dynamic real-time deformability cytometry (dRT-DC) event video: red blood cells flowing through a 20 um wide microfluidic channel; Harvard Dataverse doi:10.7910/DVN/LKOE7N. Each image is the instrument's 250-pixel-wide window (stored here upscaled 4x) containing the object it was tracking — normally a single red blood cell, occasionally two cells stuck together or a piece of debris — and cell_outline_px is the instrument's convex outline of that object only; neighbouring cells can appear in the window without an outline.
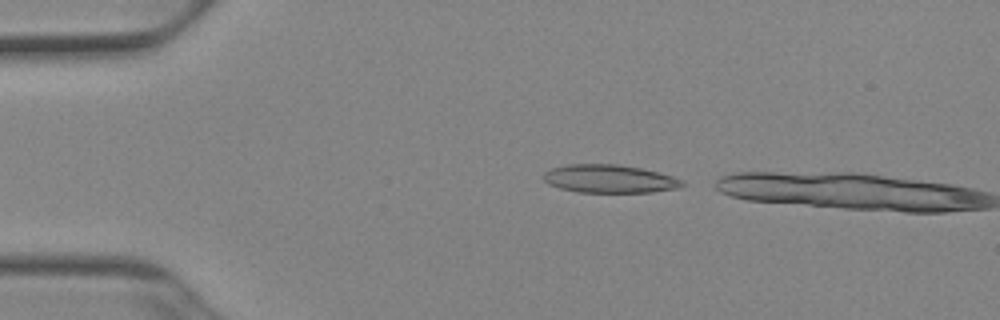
{"species": "Egyptian fruit bat (a non-hibernating species)", "species_latin": "Rousettus aegyptiacus", "temperature_condition": "cold", "stored_images_in_passage": 4, "camera_frame_rate_fps": 3000, "um_per_image_px": 0.085, "animal": {"sex": "female"}, "frame": {"image": 1, "passage_image": 2, "time_ms": 0.333, "image_size_px": [1000, 320], "cell_outline_px": [[684, 184], [680, 188], [652, 192], [576, 192], [560, 188], [548, 184], [544, 180], [544, 172], [552, 168], [568, 164], [620, 164], [640, 168], [672, 176], [684, 180]], "centroid_in_image_um": [51.81, 15.2], "position_along_channel_um": 33.2, "area_um2": 22.77}}